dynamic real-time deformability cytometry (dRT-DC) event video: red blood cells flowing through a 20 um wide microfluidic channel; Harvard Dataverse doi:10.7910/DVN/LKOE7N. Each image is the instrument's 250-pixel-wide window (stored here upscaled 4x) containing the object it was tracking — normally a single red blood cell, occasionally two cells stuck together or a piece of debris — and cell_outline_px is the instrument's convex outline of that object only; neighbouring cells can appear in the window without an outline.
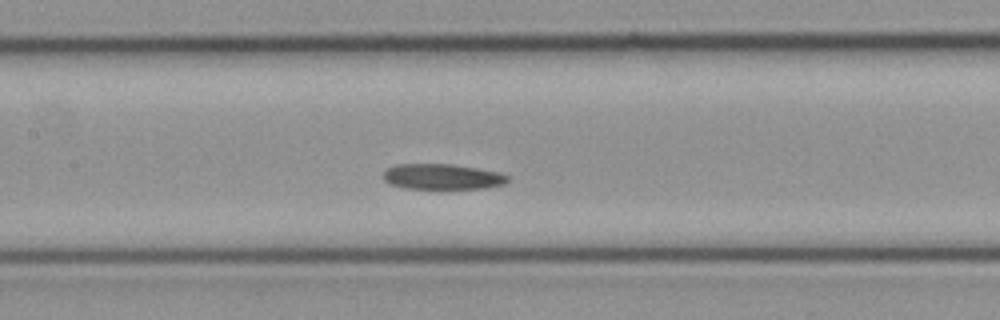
{"species": "common noctule bat (a hibernating species)", "species_latin": "Nyctalus noctula", "temperature_condition": "cold", "stored_images_in_passage": 13, "camera_frame_rate_fps": 3000, "um_per_image_px": 0.085, "animal": {"sex": "female", "body_mass_g": 21.9}, "frame": {"image": 1, "passage_image": 10, "time_ms": 3.0, "image_size_px": [1000, 320], "cell_outline_px": [[508, 180], [504, 184], [488, 188], [440, 192], [404, 188], [392, 184], [384, 180], [384, 168], [396, 164], [452, 164], [500, 172], [508, 176]], "centroid_in_image_um": [37.6, 15.07], "position_along_channel_um": 169.8, "area_um2": 19.65}}